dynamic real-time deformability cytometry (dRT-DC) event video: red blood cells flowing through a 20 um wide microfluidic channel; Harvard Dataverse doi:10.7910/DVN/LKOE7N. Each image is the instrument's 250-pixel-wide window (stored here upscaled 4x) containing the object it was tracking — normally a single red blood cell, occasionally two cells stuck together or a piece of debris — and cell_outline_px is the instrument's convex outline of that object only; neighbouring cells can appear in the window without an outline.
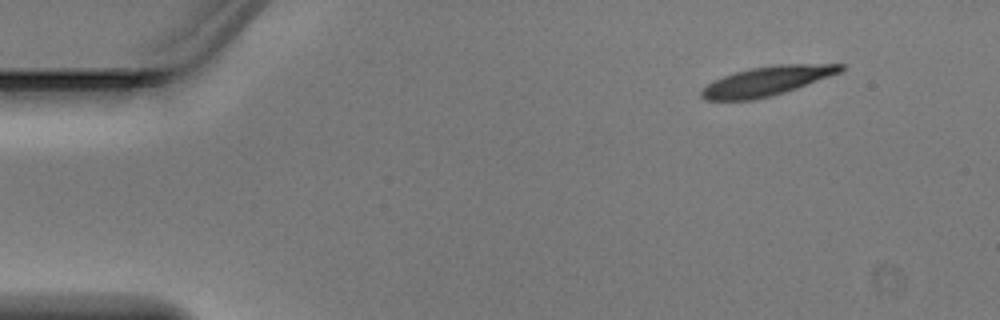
{"species": "Egyptian fruit bat (a non-hibernating species)", "species_latin": "Rousettus aegyptiacus", "temperature_condition": "warm", "stored_images_in_passage": 5, "segment_of_instrument_passage": [2, 2], "camera_frame_rate_fps": 3000, "um_per_image_px": 0.085, "animal": {"sex": "male"}, "frame": {"image": 1, "passage_image": 5, "time_ms": 1.333, "image_size_px": [1000, 320], "cell_outline_px": [[844, 68], [840, 72], [796, 88], [784, 92], [752, 100], [704, 100], [700, 96], [700, 92], [708, 84], [724, 76], [736, 72], [752, 68], [776, 64], [844, 64]], "centroid_in_image_um": [65.16, 6.89], "position_along_channel_um": 19.8, "area_um2": 23.24}}